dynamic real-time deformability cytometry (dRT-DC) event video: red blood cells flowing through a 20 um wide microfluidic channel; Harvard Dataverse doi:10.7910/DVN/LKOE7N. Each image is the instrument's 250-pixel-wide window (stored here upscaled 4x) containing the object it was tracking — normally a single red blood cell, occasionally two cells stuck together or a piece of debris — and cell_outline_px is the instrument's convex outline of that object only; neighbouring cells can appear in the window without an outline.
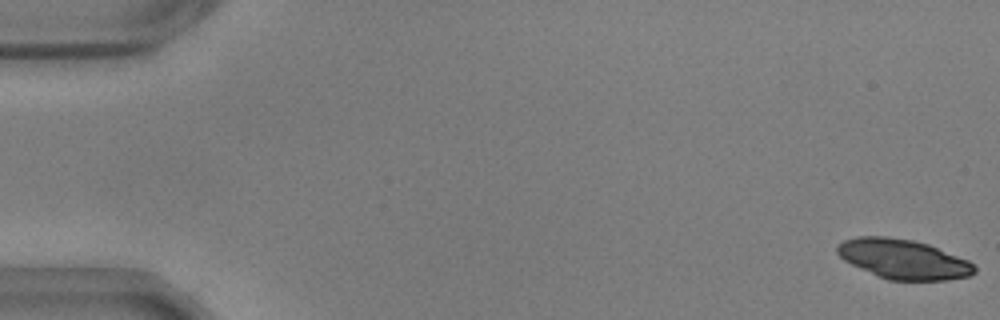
{"species": "common noctule bat (a hibernating species)", "species_latin": "Nyctalus noctula", "temperature_condition": "warm", "stored_images_in_passage": 55, "camera_frame_rate_fps": 3000, "um_per_image_px": 0.085, "animal": {"sex": "male", "body_mass_g": 17.9, "forearm_length_mm": 54.2}, "frame": {"image": 1, "passage_image": 1, "time_ms": 0.0, "image_size_px": [1000, 320], "cell_outline_px": [[976, 272], [972, 276], [948, 280], [888, 280], [852, 264], [844, 260], [836, 252], [836, 244], [844, 240], [856, 236], [888, 236], [912, 240], [928, 244], [968, 260], [976, 268]], "centroid_in_image_um": [76.78, 22.02], "position_along_channel_um": 8.2, "area_um2": 31.67}}